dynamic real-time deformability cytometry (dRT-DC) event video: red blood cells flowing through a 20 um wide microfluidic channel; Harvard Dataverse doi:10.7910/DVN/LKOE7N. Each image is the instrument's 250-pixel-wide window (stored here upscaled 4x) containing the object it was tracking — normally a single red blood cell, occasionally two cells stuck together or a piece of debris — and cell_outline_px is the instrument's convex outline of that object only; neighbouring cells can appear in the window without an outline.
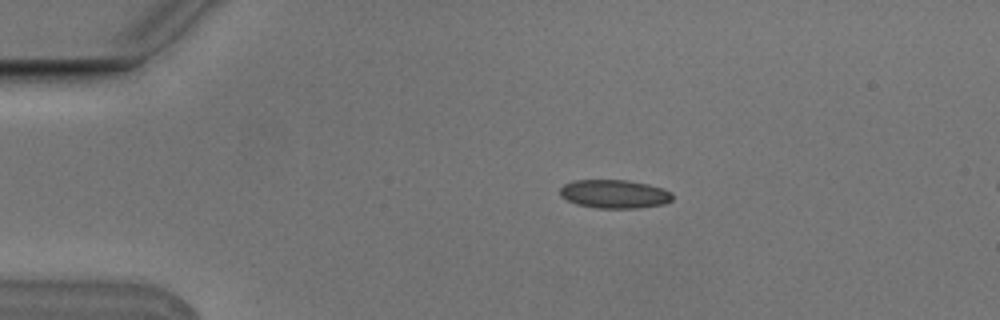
{"species": "Egyptian fruit bat (a non-hibernating species)", "species_latin": "Rousettus aegyptiacus", "temperature_condition": "cold", "stored_images_in_passage": 3, "camera_frame_rate_fps": 3000, "um_per_image_px": 0.085, "animal": {"sex": "male"}, "frame": {"image": 1, "passage_image": 1, "time_ms": 0.0, "image_size_px": [1000, 320], "cell_outline_px": [[672, 200], [664, 204], [640, 208], [596, 208], [576, 204], [560, 196], [560, 188], [564, 184], [572, 180], [628, 180], [648, 184], [664, 188], [672, 192]], "centroid_in_image_um": [52.24, 16.49], "position_along_channel_um": 32.8, "area_um2": 18.9}}